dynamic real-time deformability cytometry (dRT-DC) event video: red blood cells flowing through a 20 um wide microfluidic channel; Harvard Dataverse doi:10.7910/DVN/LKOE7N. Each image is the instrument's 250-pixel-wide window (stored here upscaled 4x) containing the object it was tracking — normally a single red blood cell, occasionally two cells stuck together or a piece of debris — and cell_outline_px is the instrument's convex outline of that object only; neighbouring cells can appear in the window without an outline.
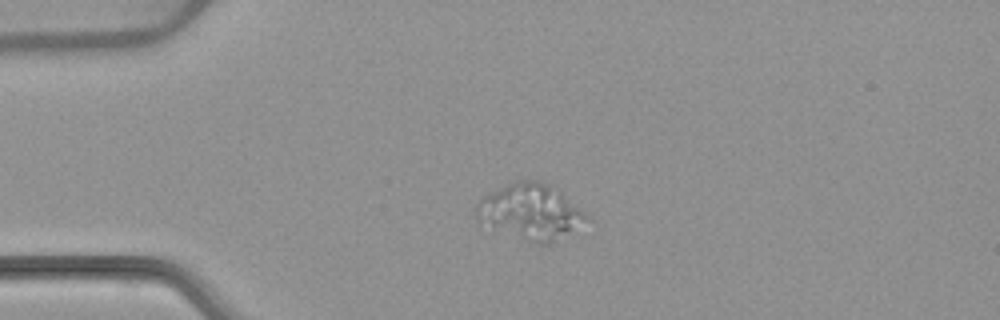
{"species": "common noctule bat (a hibernating species)", "species_latin": "Nyctalus noctula", "temperature_condition": "warm", "stored_images_in_passage": 2, "camera_frame_rate_fps": 3000, "um_per_image_px": 0.085, "animal": {"sex": "female", "body_mass_g": 22.7, "forearm_length_mm": 54.2}, "frame": {"image": 1, "passage_image": 2, "time_ms": 2.333, "image_size_px": [1000, 320], "cell_outline_px": [[592, 220], [548, 248], [544, 248], [480, 224], [476, 220], [476, 204], [484, 196], [512, 180], [536, 180], [548, 184], [560, 192], [580, 208]], "centroid_in_image_um": [45.11, 18.07], "position_along_channel_um": 39.9, "area_um2": 36.76}}